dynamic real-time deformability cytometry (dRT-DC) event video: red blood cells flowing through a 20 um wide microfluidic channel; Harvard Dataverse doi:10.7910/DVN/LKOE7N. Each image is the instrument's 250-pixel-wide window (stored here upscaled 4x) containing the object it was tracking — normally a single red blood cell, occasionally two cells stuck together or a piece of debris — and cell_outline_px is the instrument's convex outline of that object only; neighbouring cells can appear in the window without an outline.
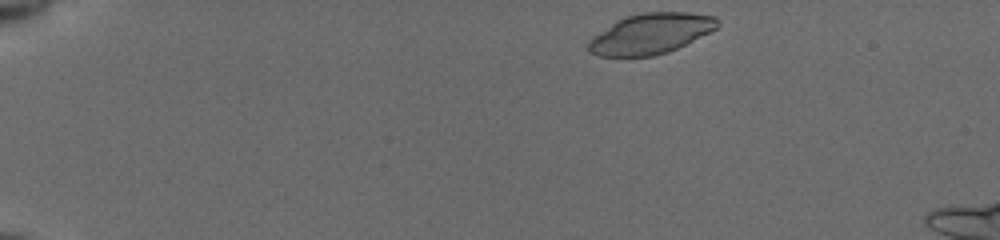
{"species": "common noctule bat (a hibernating species)", "species_latin": "Nyctalus noctula", "temperature_condition": "cold", "stored_images_in_passage": 45, "camera_frame_rate_fps": 3000, "um_per_image_px": 0.085, "animal": {"sex": "female", "body_mass_g": 19.5, "forearm_length_mm": 54.1}, "frame": {"image": 1, "passage_image": 1, "time_ms": 0.0, "image_size_px": [1000, 240], "cell_outline_px": [[720, 24], [716, 28], [668, 52], [652, 56], [600, 56], [588, 52], [588, 40], [592, 36], [616, 20], [624, 16], [644, 12], [688, 12], [716, 16], [720, 20]], "centroid_in_image_um": [55.28, 2.85], "position_along_channel_um": 29.7, "area_um2": 30.4}}